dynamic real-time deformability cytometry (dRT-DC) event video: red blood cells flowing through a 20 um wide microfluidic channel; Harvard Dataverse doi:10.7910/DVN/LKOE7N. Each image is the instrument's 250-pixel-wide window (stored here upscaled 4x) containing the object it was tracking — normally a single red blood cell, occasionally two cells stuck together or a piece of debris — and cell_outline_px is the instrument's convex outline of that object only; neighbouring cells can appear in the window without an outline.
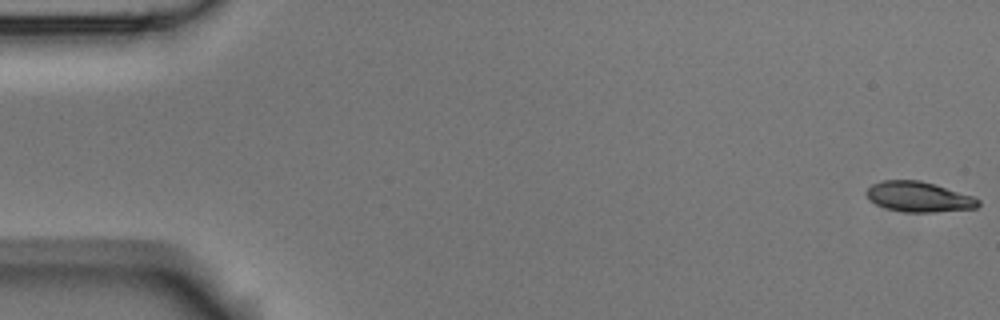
{"species": "Egyptian fruit bat (a non-hibernating species)", "species_latin": "Rousettus aegyptiacus", "temperature_condition": "room temperature", "stored_images_in_passage": 4, "camera_frame_rate_fps": 3000, "um_per_image_px": 0.085, "animal": {"sex": "male"}, "frame": {"image": 1, "passage_image": 1, "time_ms": 0.0, "image_size_px": [1000, 320], "cell_outline_px": [[980, 204], [976, 208], [932, 212], [904, 212], [888, 208], [876, 204], [868, 200], [864, 192], [872, 184], [884, 180], [920, 180], [972, 196], [980, 200]], "centroid_in_image_um": [78.05, 16.73], "position_along_channel_um": 6.9, "area_um2": 19.54}}